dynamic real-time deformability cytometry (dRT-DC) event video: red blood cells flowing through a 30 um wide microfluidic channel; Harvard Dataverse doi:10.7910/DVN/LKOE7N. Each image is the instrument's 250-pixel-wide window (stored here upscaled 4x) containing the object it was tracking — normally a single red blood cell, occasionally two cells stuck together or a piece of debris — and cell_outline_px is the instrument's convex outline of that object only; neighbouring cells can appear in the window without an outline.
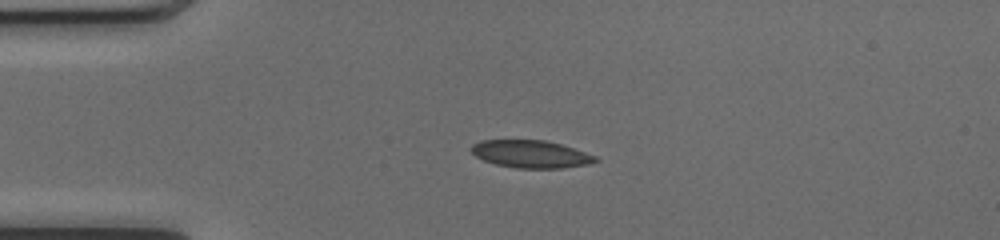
{"species": "common noctule bat (a hibernating species)", "species_latin": "Nyctalus noctula", "temperature_condition": "cold", "stored_images_in_passage": 39, "camera_frame_rate_fps": 3000, "um_per_image_px": 0.085, "animal": {"sex": "female", "body_mass_g": 17.0, "forearm_length_mm": 48.0}, "frame": {"image": 1, "passage_image": 1, "time_ms": 0.0, "image_size_px": [1000, 240], "cell_outline_px": [[600, 160], [588, 164], [564, 168], [516, 168], [496, 164], [484, 160], [476, 156], [472, 152], [472, 144], [480, 140], [544, 140], [560, 144], [596, 156]], "centroid_in_image_um": [45.12, 13.1], "position_along_channel_um": 39.9, "area_um2": 19.77}}
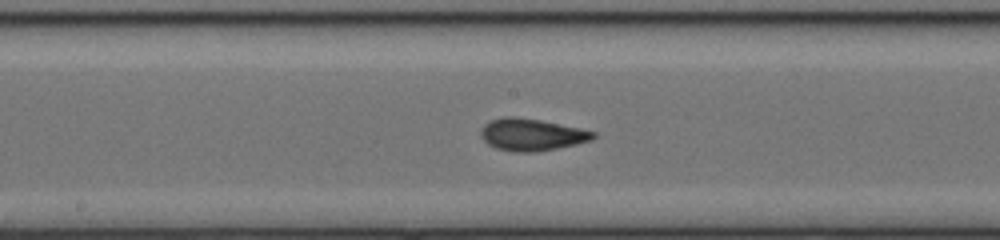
{"frame": {"image": 2, "passage_image": 15, "time_ms": 4.667, "image_size_px": [1000, 240], "cell_outline_px": [[596, 136], [592, 140], [576, 144], [536, 152], [516, 152], [496, 148], [488, 144], [480, 136], [480, 128], [488, 120], [504, 116], [512, 116], [540, 120], [580, 128], [596, 132]], "centroid_in_image_um": [45.16, 11.43], "position_along_channel_um": 203.0, "area_um2": 21.1}}
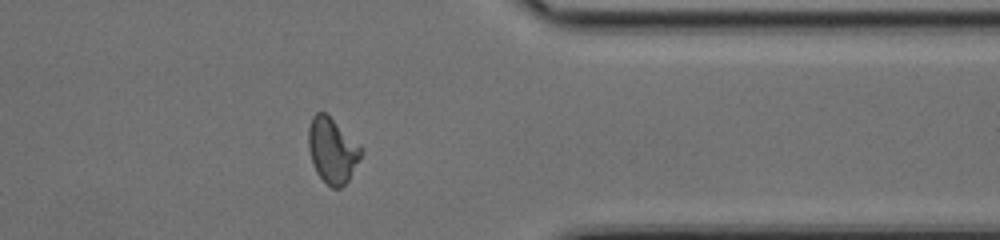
{"frame": {"image": 3, "passage_image": 29, "time_ms": 9.333, "image_size_px": [1000, 240], "cell_outline_px": [[364, 152], [348, 180], [340, 188], [332, 188], [316, 172], [312, 164], [308, 148], [308, 128], [312, 116], [316, 112], [324, 112], [364, 148]], "centroid_in_image_um": [28.24, 12.78], "position_along_channel_um": 383.2, "area_um2": 20.0}, "authors_computed_cell_mechanics": {"area_um2": 20.23, "velocity_mm_per_s": 4.1251, "shape_relaxation_time_tau1_ms": 10.3862, "shape_relaxation_time_tau2_ms": 0.9903, "deformation_change_tau1": 0.2533, "deformation_change_tau2": 0.0404}}